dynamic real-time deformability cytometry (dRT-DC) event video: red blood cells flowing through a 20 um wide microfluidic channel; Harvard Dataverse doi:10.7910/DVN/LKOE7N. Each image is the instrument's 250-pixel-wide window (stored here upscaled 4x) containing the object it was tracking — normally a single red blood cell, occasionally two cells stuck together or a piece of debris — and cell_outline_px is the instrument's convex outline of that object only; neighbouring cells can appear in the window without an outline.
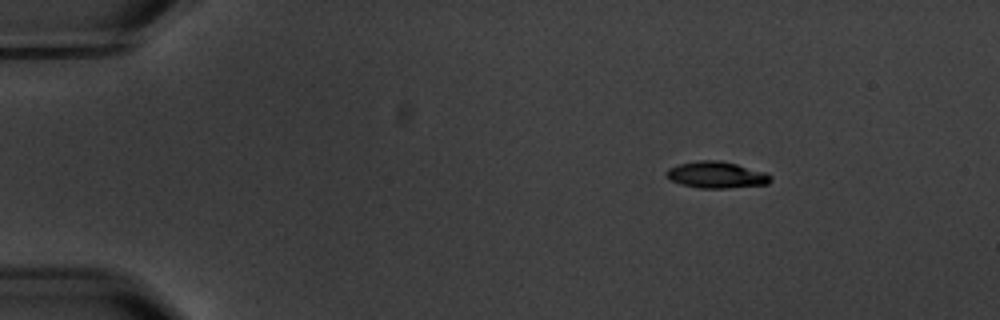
{"species": "common noctule bat (a hibernating species)", "species_latin": "Nyctalus noctula", "temperature_condition": "warm", "stored_images_in_passage": 4, "segment_of_instrument_passage": [1, 2], "camera_frame_rate_fps": 3000, "um_per_image_px": 0.085, "animal": {"sex": "male", "body_mass_g": 20.1, "forearm_length_mm": 53.5}, "frame": {"image": 1, "passage_image": 1, "time_ms": 0.0, "image_size_px": [1000, 320], "cell_outline_px": [[772, 180], [768, 184], [728, 188], [700, 188], [680, 184], [664, 176], [668, 168], [680, 164], [700, 160], [720, 160], [736, 164], [764, 172], [772, 176]], "centroid_in_image_um": [60.89, 14.87], "position_along_channel_um": 24.1, "area_um2": 16.07}}